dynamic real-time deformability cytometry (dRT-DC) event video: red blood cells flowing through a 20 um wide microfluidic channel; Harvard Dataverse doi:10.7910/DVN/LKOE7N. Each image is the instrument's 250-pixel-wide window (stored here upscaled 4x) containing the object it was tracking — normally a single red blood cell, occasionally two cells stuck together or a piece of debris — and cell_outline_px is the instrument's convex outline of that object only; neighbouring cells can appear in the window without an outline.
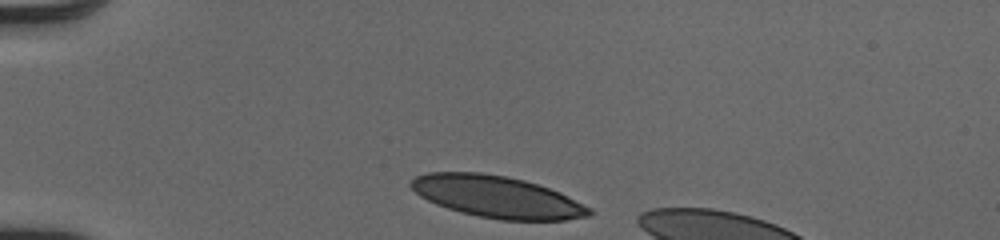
{"species": "human", "species_latin": "Homo sapiens", "temperature_condition": "cold", "stored_images_in_passage": 32, "camera_frame_rate_fps": 3000, "um_per_image_px": 0.085, "donor": {"sex": "male"}, "frame": {"image": 1, "passage_image": 1, "time_ms": 0.0, "image_size_px": [1000, 240], "cell_outline_px": [[592, 212], [588, 216], [564, 220], [500, 220], [476, 216], [460, 212], [436, 204], [420, 196], [408, 184], [416, 176], [428, 172], [480, 172], [508, 176], [524, 180], [560, 192], [592, 208]], "centroid_in_image_um": [42.24, 16.73], "position_along_channel_um": 42.8, "area_um2": 43.41}}
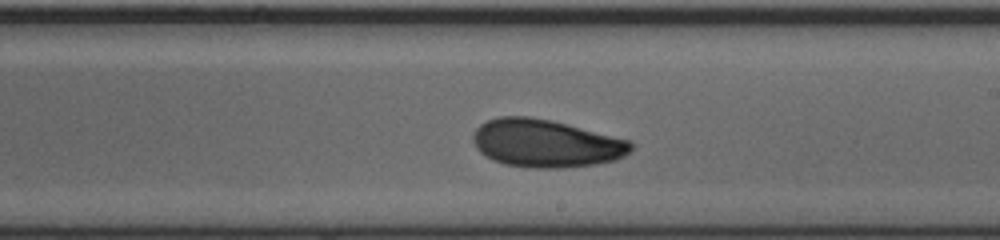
{"frame": {"image": 2, "passage_image": 19, "time_ms": 6.0, "image_size_px": [1000, 240], "cell_outline_px": [[632, 148], [624, 156], [616, 160], [596, 164], [564, 168], [532, 168], [504, 164], [492, 160], [480, 152], [476, 148], [472, 140], [472, 136], [476, 128], [480, 124], [488, 120], [500, 116], [528, 116], [552, 120], [632, 140]], "centroid_in_image_um": [46.4, 12.18], "position_along_channel_um": 242.6, "area_um2": 44.39}}
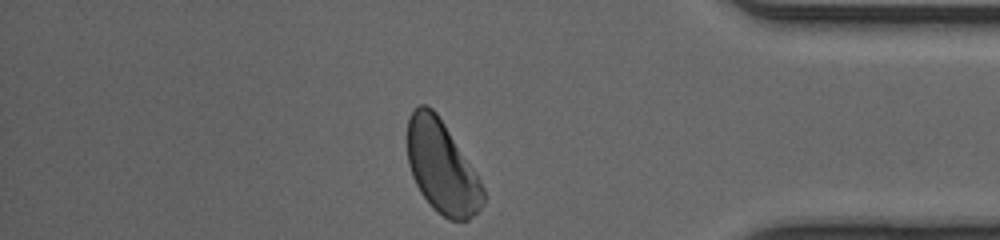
{"frame": {"image": 3, "passage_image": 32, "time_ms": 10.333, "image_size_px": [1000, 240], "cell_outline_px": [[484, 204], [468, 220], [448, 220], [432, 208], [420, 192], [412, 176], [408, 164], [408, 120], [412, 112], [420, 104], [424, 104], [432, 108], [436, 112], [444, 124], [480, 180], [484, 188]], "centroid_in_image_um": [37.55, 14.24], "position_along_channel_um": 397.7, "area_um2": 40.34}, "authors_computed_cell_mechanics": {"area_um2": 43.35, "velocity_mm_per_s": 4.0714, "shape_relaxation_time_tau1_ms": 3.3854, "shape_relaxation_time_tau2_ms": 5.3147, "deformation_change_tau1": 0.1075, "deformation_change_tau2": 0.1115}}